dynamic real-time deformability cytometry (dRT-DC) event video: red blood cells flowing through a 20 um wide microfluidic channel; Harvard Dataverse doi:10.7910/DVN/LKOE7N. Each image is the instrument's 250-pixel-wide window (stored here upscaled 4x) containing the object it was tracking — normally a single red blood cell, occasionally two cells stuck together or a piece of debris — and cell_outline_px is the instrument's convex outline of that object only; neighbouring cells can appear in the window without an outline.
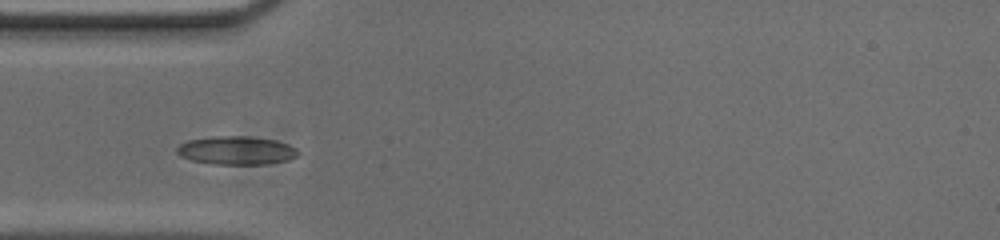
{"species": "common noctule bat (a hibernating species)", "species_latin": "Nyctalus noctula", "temperature_condition": "cold", "stored_images_in_passage": 40, "camera_frame_rate_fps": 3000, "um_per_image_px": 0.085, "animal": {"sex": "male", "body_mass_g": 20.0, "forearm_length_mm": 53.3}, "frame": {"image": 1, "passage_image": 1, "time_ms": 0.0, "image_size_px": [1000, 240], "cell_outline_px": [[300, 152], [296, 156], [288, 160], [268, 164], [212, 164], [192, 160], [180, 156], [176, 152], [176, 148], [180, 144], [188, 140], [212, 136], [248, 136], [276, 140], [288, 144], [296, 148]], "centroid_in_image_um": [20.09, 12.78], "position_along_channel_um": 64.9, "area_um2": 20.17}}
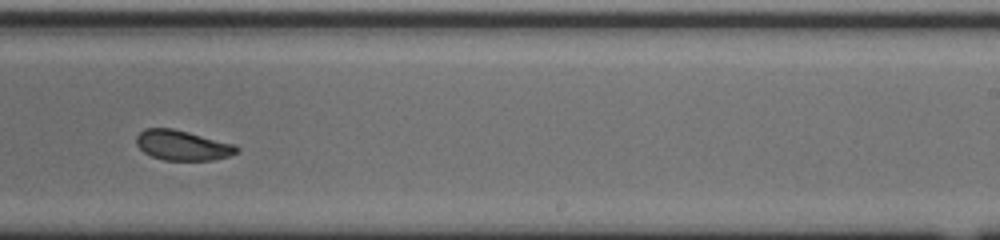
{"frame": {"image": 2, "passage_image": 18, "time_ms": 5.667, "image_size_px": [1000, 240], "cell_outline_px": [[240, 152], [228, 156], [212, 160], [164, 160], [152, 156], [144, 152], [136, 144], [136, 136], [144, 128], [172, 128], [236, 144], [240, 148]], "centroid_in_image_um": [15.53, 12.35], "position_along_channel_um": 273.5, "area_um2": 17.63}}
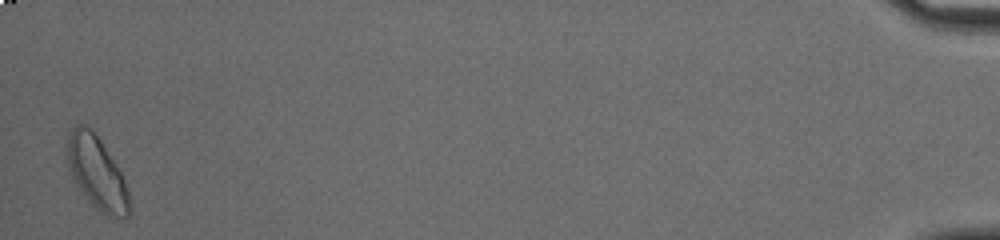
{"frame": {"image": 3, "passage_image": 39, "time_ms": 12.667, "image_size_px": [1000, 240], "cell_outline_px": [[128, 216], [116, 220], [112, 220], [100, 212], [92, 204], [80, 188], [72, 176], [68, 168], [68, 132], [76, 124], [80, 124], [88, 128], [100, 140], [124, 176], [128, 192]], "centroid_in_image_um": [8.25, 14.73], "position_along_channel_um": 426.9, "area_um2": 25.89}}